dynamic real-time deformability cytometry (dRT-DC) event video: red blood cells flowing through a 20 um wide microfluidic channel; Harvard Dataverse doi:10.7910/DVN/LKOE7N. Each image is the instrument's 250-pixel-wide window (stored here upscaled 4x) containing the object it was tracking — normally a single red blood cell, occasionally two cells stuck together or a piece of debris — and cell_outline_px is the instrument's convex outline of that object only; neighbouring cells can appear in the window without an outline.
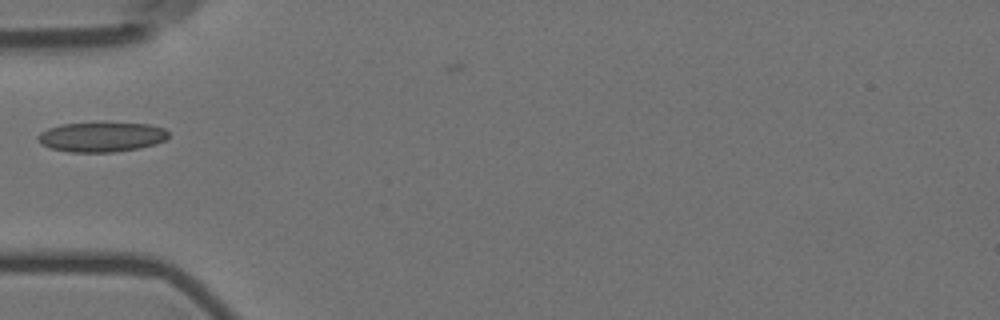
{"species": "Egyptian fruit bat (a non-hibernating species)", "species_latin": "Rousettus aegyptiacus", "temperature_condition": "room temperature", "stored_images_in_passage": 2, "camera_frame_rate_fps": 3000, "um_per_image_px": 0.085, "animal": {"sex": "female"}, "frame": {"image": 1, "passage_image": 1, "time_ms": 0.0, "image_size_px": [1000, 320], "cell_outline_px": [[168, 136], [164, 140], [156, 144], [140, 148], [112, 152], [68, 152], [52, 148], [40, 144], [36, 140], [36, 136], [40, 132], [48, 128], [60, 124], [148, 124], [164, 128], [168, 132]], "centroid_in_image_um": [8.59, 11.66], "position_along_channel_um": 76.4, "area_um2": 22.37}}
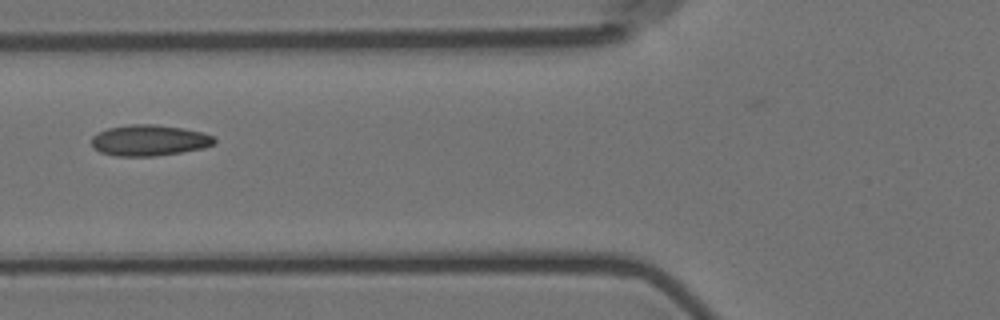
{"frame": {"image": 2, "passage_image": 2, "time_ms": 1.0, "image_size_px": [1000, 320], "cell_outline_px": [[216, 144], [204, 148], [156, 156], [116, 156], [100, 152], [92, 148], [92, 136], [96, 132], [108, 128], [132, 124], [156, 124], [204, 132], [216, 136]], "centroid_in_image_um": [12.7, 11.93], "position_along_channel_um": 113.1, "area_um2": 22.43}}